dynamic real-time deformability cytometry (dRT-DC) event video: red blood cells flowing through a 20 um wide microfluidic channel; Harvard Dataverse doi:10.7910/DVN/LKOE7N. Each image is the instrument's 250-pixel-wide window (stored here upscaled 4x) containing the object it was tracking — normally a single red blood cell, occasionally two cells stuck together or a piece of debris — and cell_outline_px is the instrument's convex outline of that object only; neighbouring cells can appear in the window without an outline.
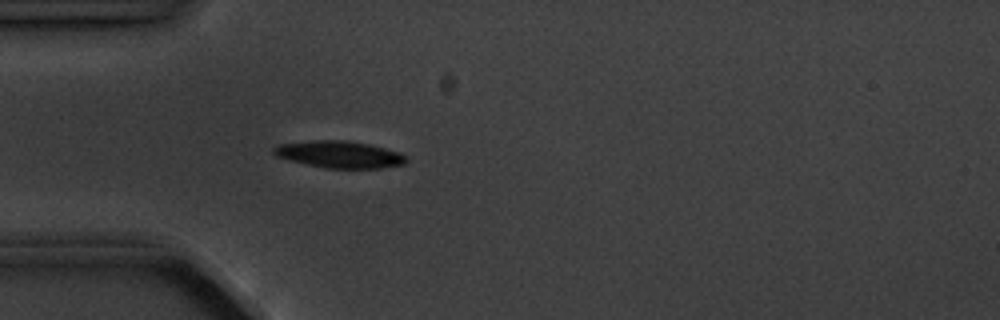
{"species": "common noctule bat (a hibernating species)", "species_latin": "Nyctalus noctula", "temperature_condition": "cold", "stored_images_in_passage": 3, "camera_frame_rate_fps": 3000, "um_per_image_px": 0.085, "animal": {"sex": "male", "body_mass_g": 20.1, "forearm_length_mm": 53.5}, "frame": {"image": 1, "passage_image": 3, "time_ms": 3.333, "image_size_px": [1000, 320], "cell_outline_px": [[408, 160], [404, 164], [380, 168], [328, 168], [308, 164], [276, 156], [272, 152], [272, 148], [280, 144], [312, 140], [348, 140], [368, 144], [400, 152]], "centroid_in_image_um": [28.86, 13.11], "position_along_channel_um": 56.1, "area_um2": 20.58}}